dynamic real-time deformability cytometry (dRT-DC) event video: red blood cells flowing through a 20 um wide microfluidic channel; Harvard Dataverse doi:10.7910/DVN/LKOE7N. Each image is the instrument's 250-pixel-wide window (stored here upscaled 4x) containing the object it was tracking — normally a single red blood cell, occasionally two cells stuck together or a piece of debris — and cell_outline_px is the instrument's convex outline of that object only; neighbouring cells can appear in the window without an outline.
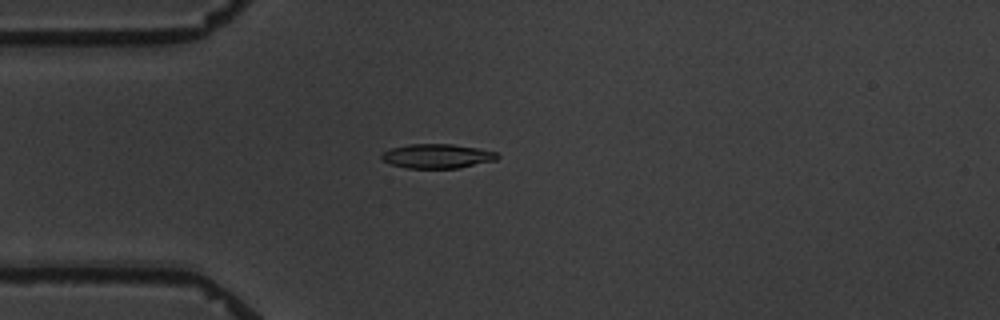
{"species": "common noctule bat (a hibernating species)", "species_latin": "Nyctalus noctula", "temperature_condition": "warm", "stored_images_in_passage": 6, "camera_frame_rate_fps": 3000, "um_per_image_px": 0.085, "animal": {"sex": "male", "body_mass_g": 19.5, "forearm_length_mm": 54.6}, "frame": {"image": 1, "passage_image": 4, "time_ms": 4.333, "image_size_px": [1000, 320], "cell_outline_px": [[500, 156], [496, 160], [460, 168], [408, 168], [392, 164], [384, 160], [380, 156], [384, 152], [392, 148], [408, 144], [452, 144], [476, 148], [496, 152]], "centroid_in_image_um": [37.19, 13.27], "position_along_channel_um": 47.8, "area_um2": 16.24}}
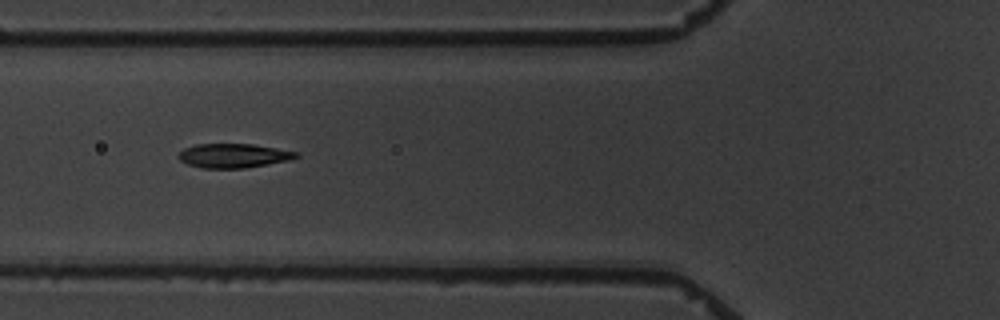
{"frame": {"image": 2, "passage_image": 6, "time_ms": 6.333, "image_size_px": [1000, 320], "cell_outline_px": [[300, 156], [288, 160], [244, 168], [200, 168], [188, 164], [180, 160], [176, 156], [184, 148], [196, 144], [252, 144], [300, 152]], "centroid_in_image_um": [19.83, 13.23], "position_along_channel_um": 106.0, "area_um2": 16.53}}